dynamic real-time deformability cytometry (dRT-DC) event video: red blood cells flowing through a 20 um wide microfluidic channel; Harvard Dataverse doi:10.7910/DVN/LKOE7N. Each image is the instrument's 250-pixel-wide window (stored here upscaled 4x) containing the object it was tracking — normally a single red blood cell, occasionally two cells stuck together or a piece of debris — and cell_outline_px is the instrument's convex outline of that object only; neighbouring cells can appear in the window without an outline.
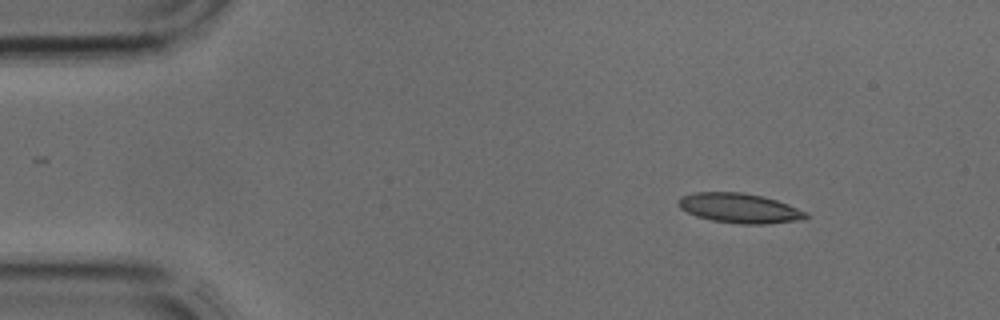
{"species": "common noctule bat (a hibernating species)", "species_latin": "Nyctalus noctula", "temperature_condition": "cold", "stored_images_in_passage": 3, "camera_frame_rate_fps": 3000, "um_per_image_px": 0.085, "animal": {"sex": "male", "body_mass_g": 17.9, "forearm_length_mm": 54.2}, "frame": {"image": 1, "passage_image": 1, "time_ms": 0.0, "image_size_px": [1000, 320], "cell_outline_px": [[808, 216], [804, 220], [768, 224], [740, 224], [712, 220], [696, 216], [680, 208], [676, 204], [676, 200], [680, 196], [692, 192], [744, 192], [776, 200], [788, 204], [808, 212]], "centroid_in_image_um": [62.85, 17.69], "position_along_channel_um": 22.2, "area_um2": 22.37}}
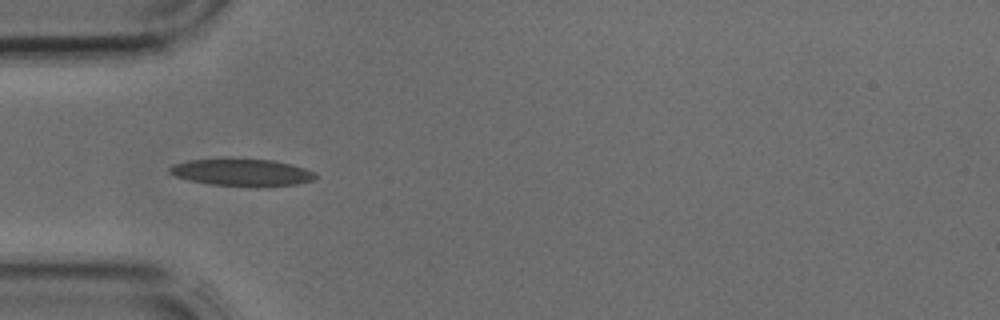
{"frame": {"image": 2, "passage_image": 3, "time_ms": 0.667, "image_size_px": [1000, 320], "cell_outline_px": [[316, 176], [312, 180], [296, 184], [256, 188], [212, 184], [192, 180], [176, 176], [168, 172], [168, 168], [172, 164], [188, 160], [232, 156], [276, 160], [292, 164], [316, 172]], "centroid_in_image_um": [20.56, 14.62], "position_along_channel_um": 64.4, "area_um2": 24.16}}